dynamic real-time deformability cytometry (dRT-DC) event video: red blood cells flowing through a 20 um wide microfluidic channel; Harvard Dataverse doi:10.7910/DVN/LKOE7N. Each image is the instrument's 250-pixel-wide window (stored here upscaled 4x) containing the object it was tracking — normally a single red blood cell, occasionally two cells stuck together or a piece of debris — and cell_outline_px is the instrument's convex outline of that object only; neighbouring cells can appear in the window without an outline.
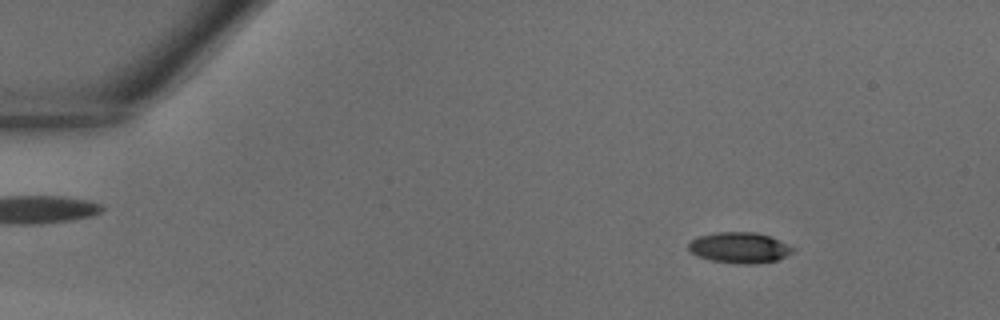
{"species": "common noctule bat (a hibernating species)", "species_latin": "Nyctalus noctula", "temperature_condition": "warm", "stored_images_in_passage": 41, "camera_frame_rate_fps": 3000, "um_per_image_px": 0.085, "animal": {"sex": "male", "body_mass_g": 18.8}, "frame": {"image": 1, "passage_image": 5, "time_ms": 1.333, "image_size_px": [1000, 320], "cell_outline_px": [[796, 248], [792, 252], [776, 260], [756, 264], [744, 264], [712, 260], [700, 256], [692, 252], [688, 248], [688, 244], [696, 236], [716, 232], [756, 232], [772, 236]], "centroid_in_image_um": [62.88, 21.03], "position_along_channel_um": 22.1, "area_um2": 18.67}}
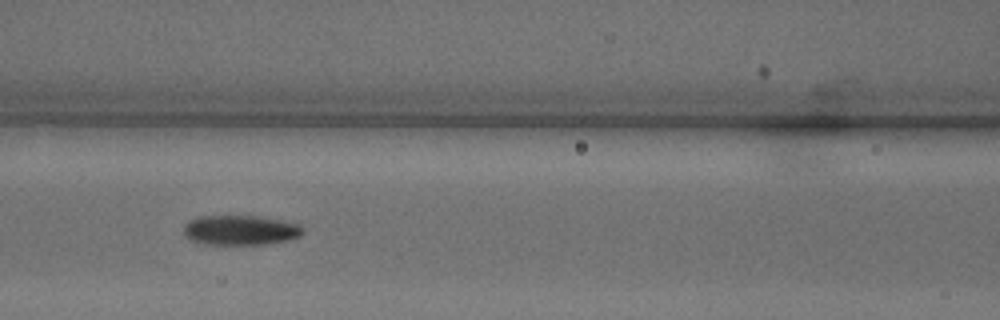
{"frame": {"image": 2, "passage_image": 18, "time_ms": 5.667, "image_size_px": [1000, 320], "cell_outline_px": [[304, 232], [300, 236], [292, 240], [268, 244], [204, 244], [188, 240], [184, 236], [184, 224], [188, 220], [196, 216], [256, 216], [280, 220], [296, 224], [304, 228]], "centroid_in_image_um": [20.4, 19.57], "position_along_channel_um": 146.2, "area_um2": 20.98}}
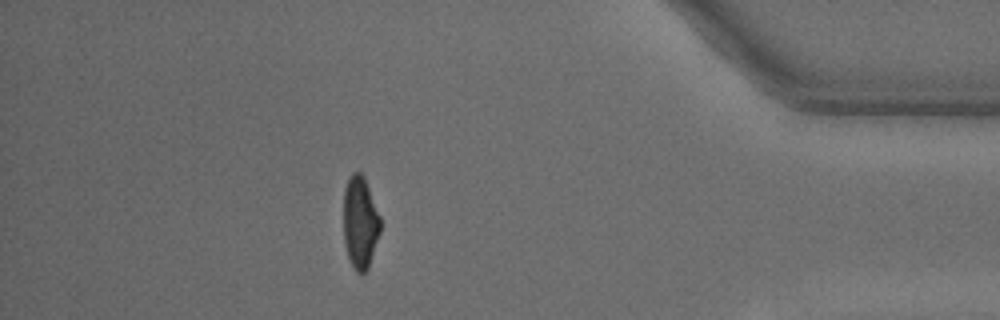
{"frame": {"image": 3, "passage_image": 36, "time_ms": 11.667, "image_size_px": [1000, 320], "cell_outline_px": [[380, 232], [368, 268], [364, 272], [356, 272], [348, 256], [344, 244], [344, 188], [352, 172], [360, 172], [364, 176], [380, 216]], "centroid_in_image_um": [30.61, 18.88], "position_along_channel_um": 404.6, "area_um2": 19.65}}